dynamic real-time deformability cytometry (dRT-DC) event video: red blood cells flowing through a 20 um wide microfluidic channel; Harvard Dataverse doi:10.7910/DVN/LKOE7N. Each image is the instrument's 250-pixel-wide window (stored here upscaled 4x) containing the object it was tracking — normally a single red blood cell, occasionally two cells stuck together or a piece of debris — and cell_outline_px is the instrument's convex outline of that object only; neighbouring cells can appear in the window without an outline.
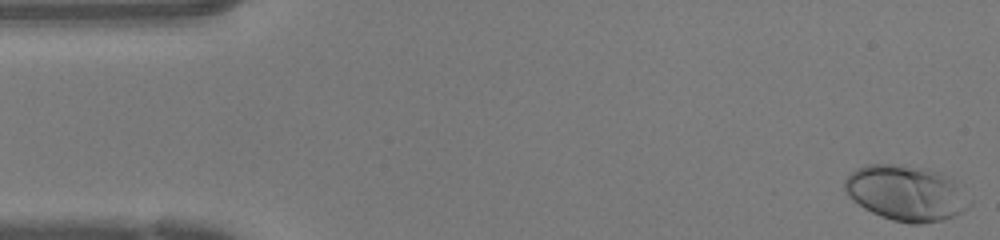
{"species": "human", "species_latin": "Homo sapiens", "temperature_condition": "warm", "stored_images_in_passage": 36, "camera_frame_rate_fps": 3000, "um_per_image_px": 0.085, "donor": {"sex": "female"}, "frame": {"image": 1, "passage_image": 1, "time_ms": 0.0, "image_size_px": [1000, 240], "cell_outline_px": [[972, 204], [968, 208], [944, 220], [920, 224], [912, 224], [892, 220], [880, 216], [864, 208], [852, 200], [848, 196], [844, 188], [844, 180], [856, 168], [868, 164], [900, 164], [928, 168], [940, 172], [956, 180], [972, 200]], "centroid_in_image_um": [77.05, 16.4], "position_along_channel_um": 7.9, "area_um2": 40.92}}
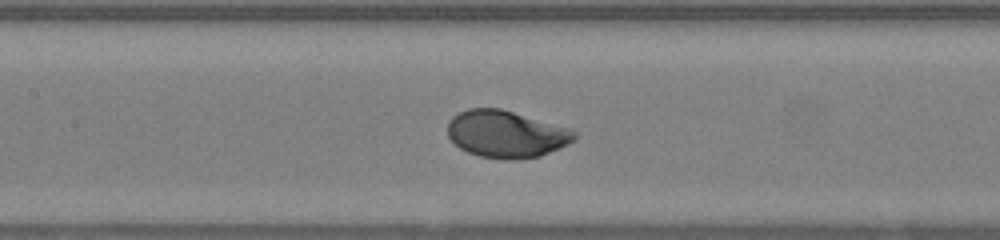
{"frame": {"image": 2, "passage_image": 21, "time_ms": 6.667, "image_size_px": [1000, 240], "cell_outline_px": [[576, 140], [568, 144], [540, 156], [516, 160], [508, 160], [480, 156], [468, 152], [460, 148], [448, 136], [448, 120], [452, 116], [468, 108], [500, 108], [572, 128], [576, 132]], "centroid_in_image_um": [43.05, 11.39], "position_along_channel_um": 164.4, "area_um2": 35.03}}
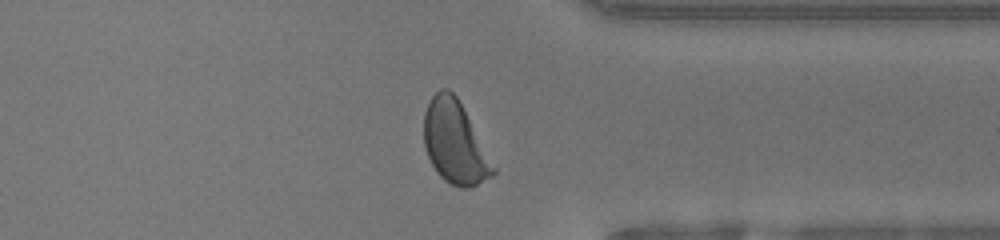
{"frame": {"image": 3, "passage_image": 36, "time_ms": 11.667, "image_size_px": [1000, 240], "cell_outline_px": [[496, 172], [492, 176], [472, 188], [460, 188], [444, 180], [436, 172], [428, 156], [424, 144], [424, 112], [432, 96], [440, 88], [448, 88], [456, 96], [496, 168]], "centroid_in_image_um": [38.65, 12.14], "position_along_channel_um": 372.8, "area_um2": 33.0}, "authors_computed_cell_mechanics": {"area_um2": 34.68, "velocity_mm_per_s": 4.2718, "shape_relaxation_time_tau1_ms": 1.7855, "shape_relaxation_time_tau2_ms": null, "deformation_change_tau1": 0.1612, "deformation_change_tau2": null}}